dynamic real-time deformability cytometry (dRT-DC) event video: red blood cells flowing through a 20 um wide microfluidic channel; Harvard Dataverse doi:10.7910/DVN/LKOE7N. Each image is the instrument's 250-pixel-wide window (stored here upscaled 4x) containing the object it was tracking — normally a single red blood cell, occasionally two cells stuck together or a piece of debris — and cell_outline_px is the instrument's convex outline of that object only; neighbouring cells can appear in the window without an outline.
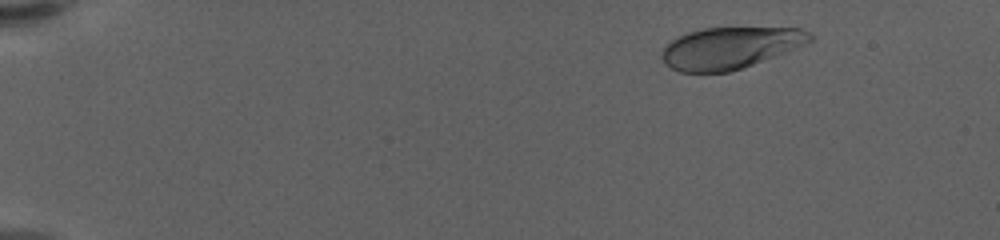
{"species": "human", "species_latin": "Homo sapiens", "temperature_condition": "warm", "stored_images_in_passage": 52, "camera_frame_rate_fps": 3000, "um_per_image_px": 0.085, "donor": {"sex": "female"}, "frame": {"image": 1, "passage_image": 7, "time_ms": 2.0, "image_size_px": [1000, 240], "cell_outline_px": [[816, 40], [752, 64], [728, 72], [680, 72], [672, 68], [660, 56], [664, 48], [676, 36], [688, 32], [704, 28], [800, 28], [808, 32]], "centroid_in_image_um": [62.05, 4.06], "position_along_channel_um": 23.0, "area_um2": 35.43}}
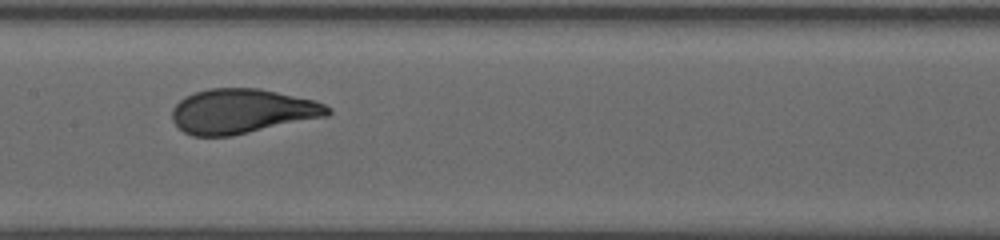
{"frame": {"image": 2, "passage_image": 31, "time_ms": 10.0, "image_size_px": [1000, 240], "cell_outline_px": [[332, 112], [328, 116], [232, 136], [192, 136], [184, 132], [172, 120], [172, 108], [184, 96], [208, 88], [260, 88], [316, 100], [332, 108]], "centroid_in_image_um": [20.6, 9.45], "position_along_channel_um": 186.8, "area_um2": 40.75}}
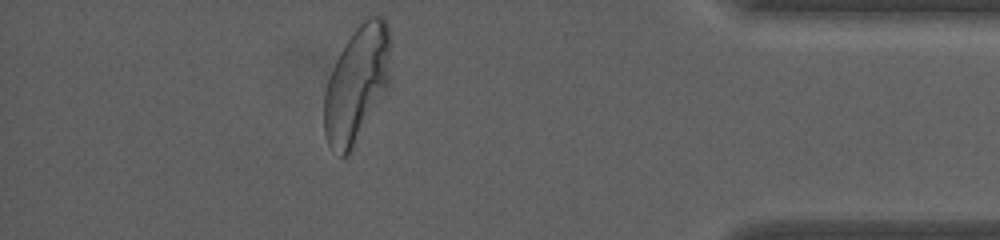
{"frame": {"image": 3, "passage_image": 52, "time_ms": 17.0, "image_size_px": [1000, 240], "cell_outline_px": [[388, 88], [352, 152], [348, 156], [340, 156], [328, 144], [324, 136], [324, 92], [328, 80], [336, 60], [340, 52], [352, 32], [364, 16], [384, 16], [388, 24]], "centroid_in_image_um": [30.31, 7.18], "position_along_channel_um": 404.9, "area_um2": 44.97}, "authors_computed_cell_mechanics": {"area_um2": 39.7664, "velocity_mm_per_s": 3.5793, "shape_relaxation_time_tau1_ms": 3.6092, "shape_relaxation_time_tau2_ms": null, "deformation_change_tau1": 0.1858, "deformation_change_tau2": null}}